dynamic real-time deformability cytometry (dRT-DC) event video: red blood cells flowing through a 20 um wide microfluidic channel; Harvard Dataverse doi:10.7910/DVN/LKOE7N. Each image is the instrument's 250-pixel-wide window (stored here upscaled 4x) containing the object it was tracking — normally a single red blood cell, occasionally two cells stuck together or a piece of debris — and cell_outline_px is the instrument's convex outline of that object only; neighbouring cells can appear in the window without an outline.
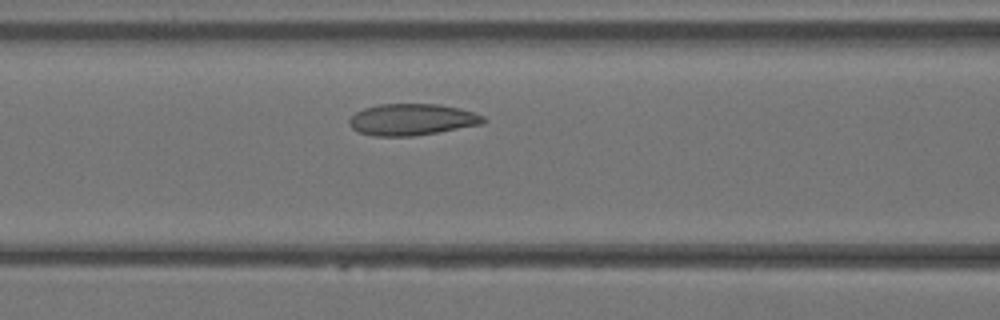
{"species": "Egyptian fruit bat (a non-hibernating species)", "species_latin": "Rousettus aegyptiacus", "temperature_condition": "warm", "stored_images_in_passage": 22, "camera_frame_rate_fps": 3000, "um_per_image_px": 0.085, "animal": {"sex": "female"}, "frame": {"image": 1, "passage_image": 7, "time_ms": 2.0, "image_size_px": [1000, 320], "cell_outline_px": [[488, 120], [484, 124], [412, 136], [372, 136], [356, 132], [348, 124], [348, 120], [356, 112], [364, 108], [380, 104], [440, 104], [460, 108], [476, 112], [484, 116]], "centroid_in_image_um": [35.03, 10.16], "position_along_channel_um": 131.6, "area_um2": 24.91}}
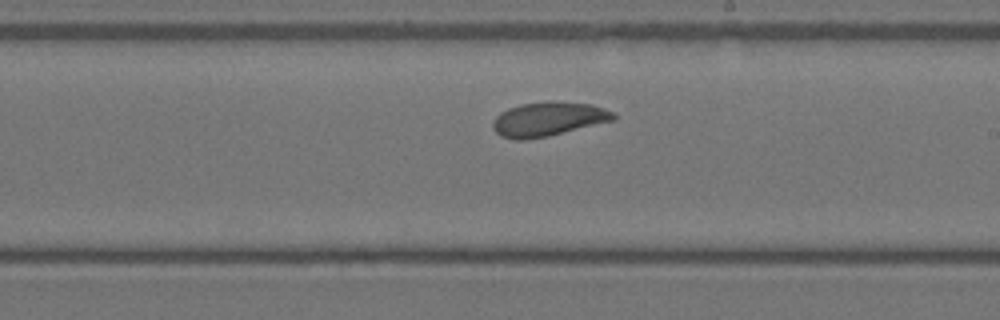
{"frame": {"image": 2, "passage_image": 13, "time_ms": 4.0, "image_size_px": [1000, 320], "cell_outline_px": [[616, 120], [548, 136], [524, 140], [516, 140], [500, 136], [492, 128], [492, 124], [496, 116], [500, 112], [508, 108], [520, 104], [548, 100], [556, 100], [592, 104], [604, 108], [612, 112], [616, 116]], "centroid_in_image_um": [46.6, 10.11], "position_along_channel_um": 242.4, "area_um2": 24.39}}
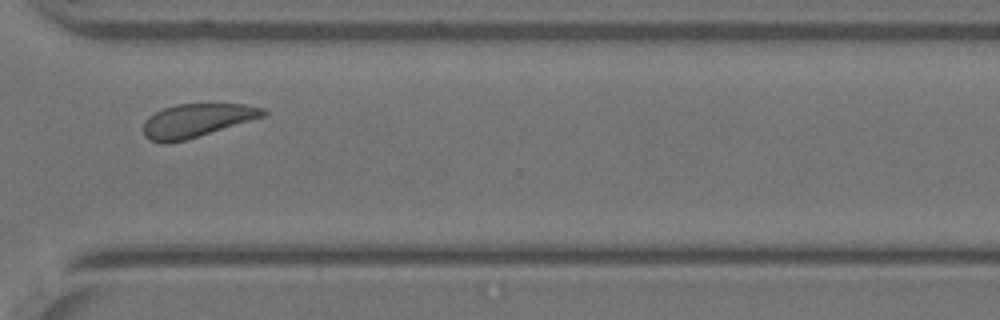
{"frame": {"image": 3, "passage_image": 19, "time_ms": 6.0, "image_size_px": [1000, 320], "cell_outline_px": [[268, 112], [264, 116], [184, 140], [164, 144], [148, 140], [144, 136], [144, 120], [148, 116], [164, 108], [176, 104], [244, 104], [264, 108]], "centroid_in_image_um": [16.67, 10.23], "position_along_channel_um": 353.9, "area_um2": 23.06}}